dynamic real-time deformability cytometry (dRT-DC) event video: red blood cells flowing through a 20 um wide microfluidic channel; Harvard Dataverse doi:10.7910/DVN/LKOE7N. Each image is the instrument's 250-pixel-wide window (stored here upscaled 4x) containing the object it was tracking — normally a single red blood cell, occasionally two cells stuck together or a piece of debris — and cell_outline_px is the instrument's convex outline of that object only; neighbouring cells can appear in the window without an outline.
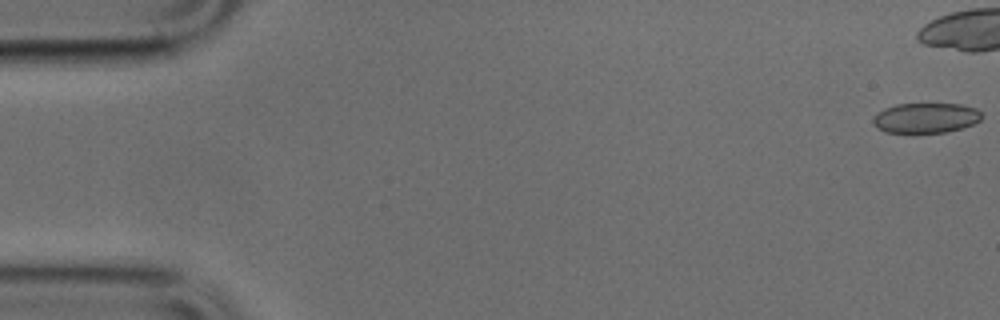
{"species": "common noctule bat (a hibernating species)", "species_latin": "Nyctalus noctula", "temperature_condition": "cold", "stored_images_in_passage": 26, "camera_frame_rate_fps": 3000, "um_per_image_px": 0.085, "animal": {"sex": "male", "body_mass_g": 17.9, "forearm_length_mm": 54.2}, "frame": {"image": 1, "passage_image": 1, "time_ms": 0.0, "image_size_px": [1000, 320], "cell_outline_px": [[984, 116], [980, 120], [964, 128], [944, 132], [884, 132], [872, 124], [872, 116], [884, 108], [896, 104], [960, 104], [976, 108]], "centroid_in_image_um": [78.67, 10.02], "position_along_channel_um": 6.3, "area_um2": 19.13}}